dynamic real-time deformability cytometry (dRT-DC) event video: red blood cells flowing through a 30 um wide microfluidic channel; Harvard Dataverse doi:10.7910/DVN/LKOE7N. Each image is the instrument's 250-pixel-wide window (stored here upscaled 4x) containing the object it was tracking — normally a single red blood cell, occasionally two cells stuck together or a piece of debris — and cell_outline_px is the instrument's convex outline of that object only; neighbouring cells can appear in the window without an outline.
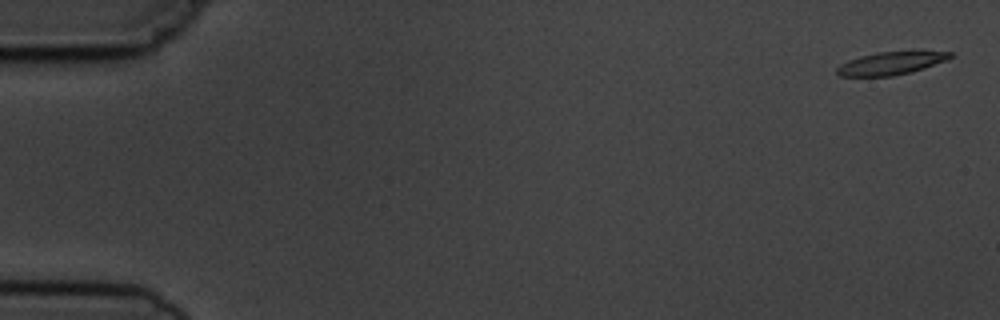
{"species": "common noctule bat (a hibernating species)", "species_latin": "Nyctalus noctula", "temperature_condition": "cold", "stored_images_in_passage": 5, "camera_frame_rate_fps": 3000, "um_per_image_px": 0.085, "animal": {"sex": "male", "body_mass_g": 19.5, "forearm_length_mm": 54.6}, "frame": {"image": 1, "passage_image": 1, "time_ms": 0.0, "image_size_px": [1000, 320], "cell_outline_px": [[952, 56], [948, 60], [912, 72], [892, 76], [840, 76], [836, 72], [836, 68], [840, 64], [848, 60], [860, 56], [876, 52], [912, 48], [952, 52]], "centroid_in_image_um": [75.82, 5.32], "position_along_channel_um": 9.2, "area_um2": 16.01}}